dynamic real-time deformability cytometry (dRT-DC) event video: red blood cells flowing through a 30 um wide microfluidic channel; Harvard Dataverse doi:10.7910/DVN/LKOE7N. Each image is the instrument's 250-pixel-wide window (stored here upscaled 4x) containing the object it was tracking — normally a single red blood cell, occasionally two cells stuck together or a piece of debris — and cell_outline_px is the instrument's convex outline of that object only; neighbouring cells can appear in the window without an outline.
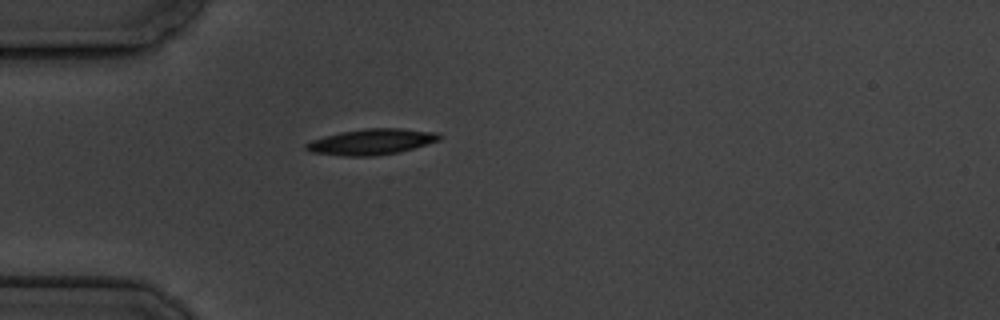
{"species": "common noctule bat (a hibernating species)", "species_latin": "Nyctalus noctula", "temperature_condition": "cold", "stored_images_in_passage": 2, "camera_frame_rate_fps": 3000, "um_per_image_px": 0.085, "animal": {"sex": "male", "body_mass_g": 19.5, "forearm_length_mm": 54.6}, "frame": {"image": 1, "passage_image": 1, "time_ms": 0.0, "image_size_px": [1000, 320], "cell_outline_px": [[444, 136], [440, 140], [400, 152], [372, 156], [340, 156], [308, 152], [304, 148], [304, 144], [312, 140], [324, 136], [340, 132], [364, 128], [400, 128], [436, 132]], "centroid_in_image_um": [31.55, 12.05], "position_along_channel_um": 53.4, "area_um2": 20.29}}